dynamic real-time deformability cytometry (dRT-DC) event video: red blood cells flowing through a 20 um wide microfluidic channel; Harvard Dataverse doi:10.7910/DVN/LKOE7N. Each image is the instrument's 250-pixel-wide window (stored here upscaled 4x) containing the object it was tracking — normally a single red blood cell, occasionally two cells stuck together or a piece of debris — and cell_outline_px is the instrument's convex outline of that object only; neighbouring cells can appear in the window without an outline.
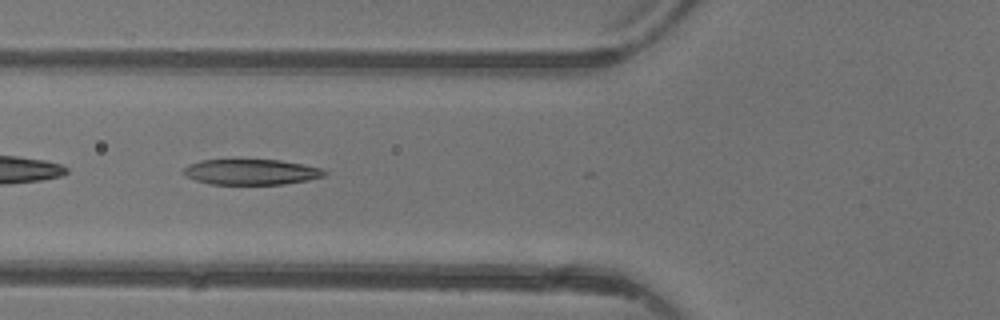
{"species": "common noctule bat (a hibernating species)", "species_latin": "Nyctalus noctula", "temperature_condition": "warm", "stored_images_in_passage": 5, "camera_frame_rate_fps": 3000, "um_per_image_px": 0.085, "animal": {"sex": "female"}, "frame": {"image": 1, "passage_image": 5, "time_ms": 5.333, "image_size_px": [1000, 320], "cell_outline_px": [[328, 172], [324, 176], [308, 180], [284, 184], [212, 184], [196, 180], [184, 176], [180, 172], [188, 164], [200, 160], [280, 160], [304, 164], [320, 168]], "centroid_in_image_um": [21.32, 14.61], "position_along_channel_um": 104.5, "area_um2": 21.04}}